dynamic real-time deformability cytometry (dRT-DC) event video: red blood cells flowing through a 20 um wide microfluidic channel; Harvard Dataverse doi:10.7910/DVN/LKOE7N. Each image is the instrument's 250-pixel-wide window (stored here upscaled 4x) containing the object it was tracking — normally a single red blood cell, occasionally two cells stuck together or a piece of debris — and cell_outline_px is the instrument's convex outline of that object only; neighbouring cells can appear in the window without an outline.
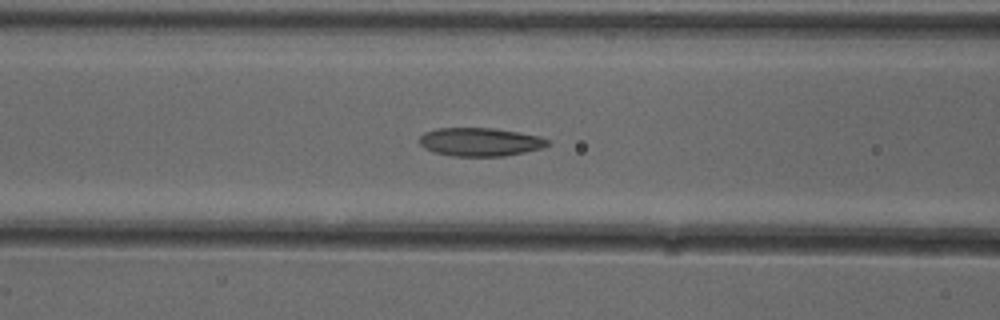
{"species": "common noctule bat (a hibernating species)", "species_latin": "Nyctalus noctula", "temperature_condition": "cold", "stored_images_in_passage": 54, "camera_frame_rate_fps": 3000, "um_per_image_px": 0.085, "animal": {"sex": "female"}, "frame": {"image": 1, "passage_image": 22, "time_ms": 7.0, "image_size_px": [1000, 320], "cell_outline_px": [[552, 144], [544, 148], [504, 156], [452, 156], [432, 152], [424, 148], [420, 144], [420, 136], [424, 132], [436, 128], [492, 128], [520, 132], [536, 136], [548, 140]], "centroid_in_image_um": [40.8, 12.07], "position_along_channel_um": 125.8, "area_um2": 21.33}}
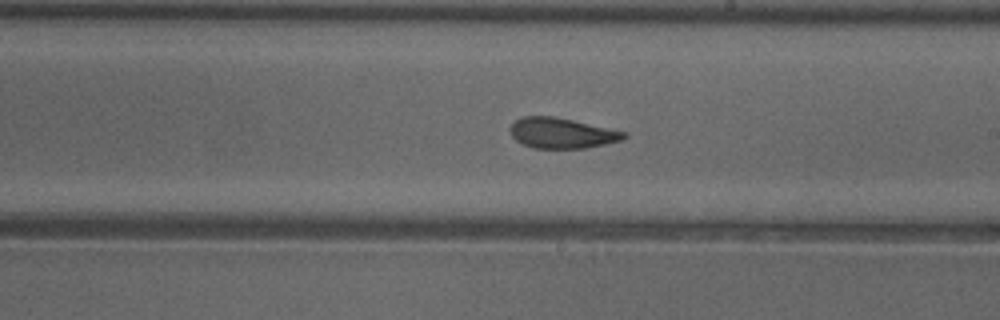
{"frame": {"image": 2, "passage_image": 31, "time_ms": 10.0, "image_size_px": [1000, 320], "cell_outline_px": [[628, 136], [624, 140], [584, 148], [532, 148], [516, 140], [512, 136], [508, 128], [520, 116], [552, 116], [572, 120], [624, 132]], "centroid_in_image_um": [47.71, 11.31], "position_along_channel_um": 241.3, "area_um2": 20.0}}
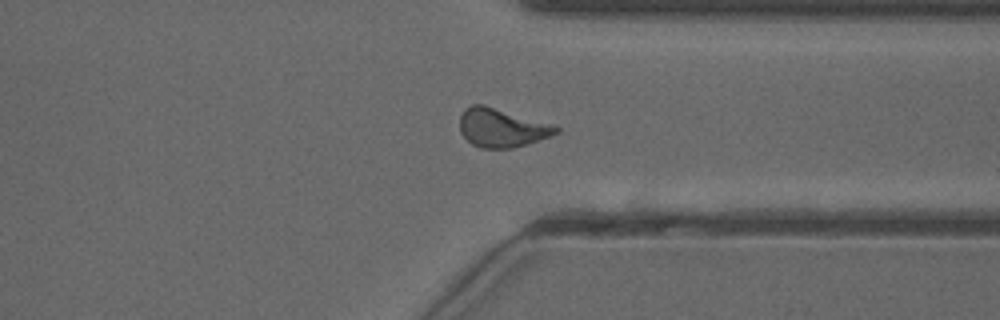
{"frame": {"image": 3, "passage_image": 41, "time_ms": 13.333, "image_size_px": [1000, 320], "cell_outline_px": [[560, 132], [528, 144], [512, 148], [480, 148], [472, 144], [460, 132], [460, 116], [464, 108], [472, 104], [484, 104], [560, 128]], "centroid_in_image_um": [42.58, 10.87], "position_along_channel_um": 368.8, "area_um2": 21.33}, "authors_computed_cell_mechanics": {"area_um2": 21.2126, "velocity_mm_per_s": 3.8562, "shape_relaxation_time_tau1_ms": 4.7265, "shape_relaxation_time_tau2_ms": 2.1639, "deformation_change_tau1": 0.1623, "deformation_change_tau2": 0.0815}}